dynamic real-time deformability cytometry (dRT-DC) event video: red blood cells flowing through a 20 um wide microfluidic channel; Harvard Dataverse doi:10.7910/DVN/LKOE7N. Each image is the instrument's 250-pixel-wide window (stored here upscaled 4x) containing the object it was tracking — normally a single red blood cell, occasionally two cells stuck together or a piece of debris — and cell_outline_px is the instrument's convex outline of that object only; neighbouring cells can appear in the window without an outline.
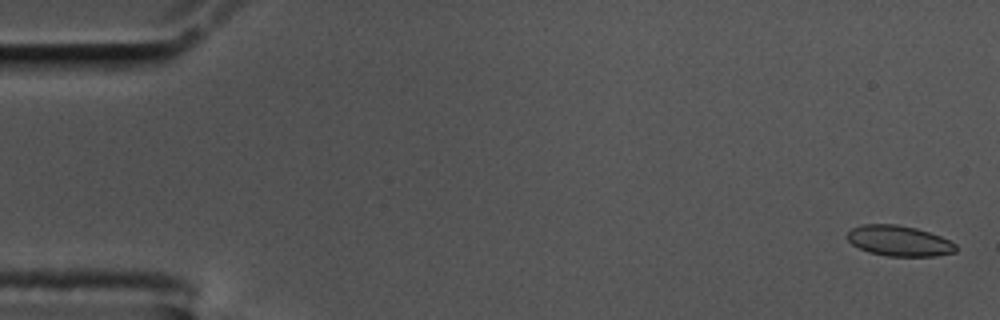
{"species": "common noctule bat (a hibernating species)", "species_latin": "Nyctalus noctula", "temperature_condition": "cold", "stored_images_in_passage": 59, "segment_of_instrument_passage": [1, 2], "camera_frame_rate_fps": 3000, "um_per_image_px": 0.085, "animal": {"sex": "male", "body_mass_g": 17.5, "forearm_length_mm": 52.3}, "frame": {"image": 1, "passage_image": 2, "time_ms": 0.333, "image_size_px": [1000, 320], "cell_outline_px": [[956, 252], [936, 256], [888, 256], [868, 252], [852, 244], [848, 240], [848, 232], [852, 228], [864, 224], [896, 224], [916, 228], [940, 236], [956, 244]], "centroid_in_image_um": [76.43, 20.47], "position_along_channel_um": 8.6, "area_um2": 19.19}}
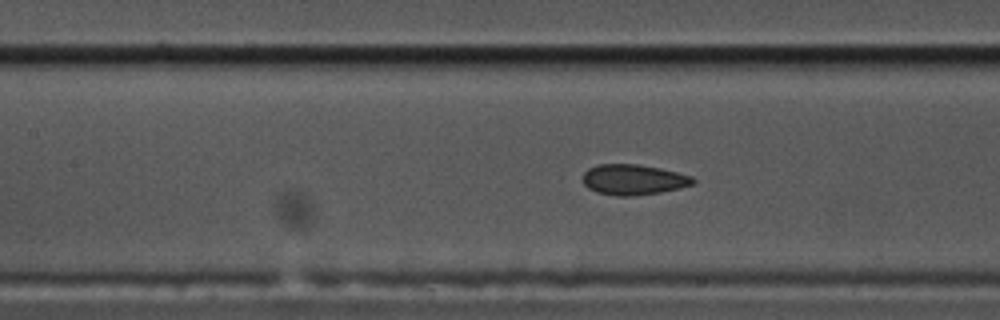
{"frame": {"image": 2, "passage_image": 26, "time_ms": 8.333, "image_size_px": [1000, 320], "cell_outline_px": [[696, 184], [680, 188], [660, 192], [632, 196], [616, 196], [596, 192], [588, 188], [584, 184], [584, 172], [588, 168], [596, 164], [636, 164], [660, 168], [692, 176], [696, 180]], "centroid_in_image_um": [53.85, 15.27], "position_along_channel_um": 153.5, "area_um2": 19.65}}
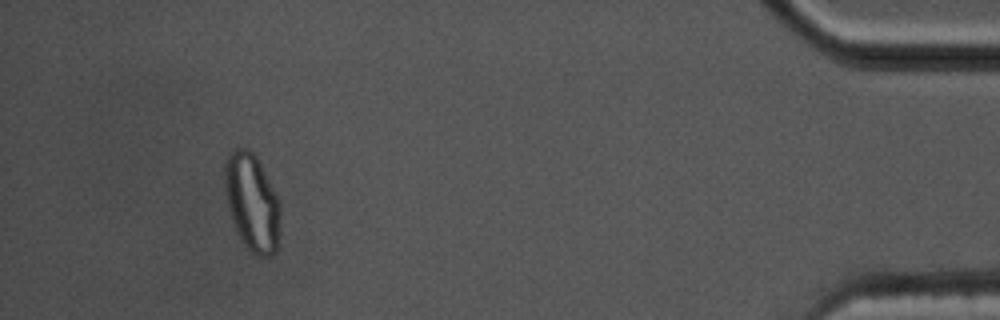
{"frame": {"image": 3, "passage_image": 54, "time_ms": 17.667, "image_size_px": [1000, 320], "cell_outline_px": [[280, 224], [276, 252], [268, 256], [256, 256], [244, 244], [232, 220], [228, 208], [224, 192], [224, 168], [228, 152], [236, 148], [248, 148], [256, 156], [280, 200]], "centroid_in_image_um": [21.42, 17.17], "position_along_channel_um": 413.8, "area_um2": 31.73}}